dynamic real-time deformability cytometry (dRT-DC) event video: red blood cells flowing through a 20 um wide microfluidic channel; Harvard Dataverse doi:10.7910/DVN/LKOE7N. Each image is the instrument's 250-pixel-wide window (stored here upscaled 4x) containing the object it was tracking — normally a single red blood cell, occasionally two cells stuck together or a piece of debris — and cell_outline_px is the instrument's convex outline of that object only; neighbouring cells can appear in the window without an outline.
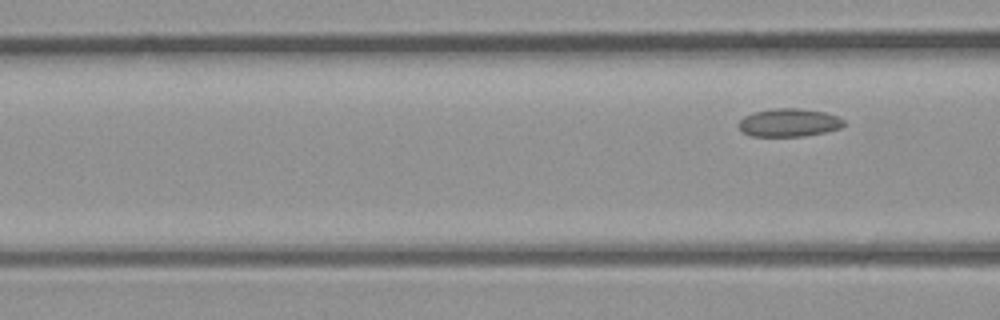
{"species": "common noctule bat (a hibernating species)", "species_latin": "Nyctalus noctula", "temperature_condition": "room temperature", "stored_images_in_passage": 5, "segment_of_instrument_passage": [2, 2], "camera_frame_rate_fps": 3000, "um_per_image_px": 0.085, "animal": {"sex": "male", "body_mass_g": 23.1, "forearm_length_mm": 52.7}, "frame": {"image": 1, "passage_image": 5, "time_ms": 1.333, "image_size_px": [1000, 320], "cell_outline_px": [[844, 124], [840, 128], [824, 132], [804, 136], [752, 136], [744, 132], [736, 124], [744, 116], [752, 112], [776, 108], [800, 108], [824, 112], [836, 116], [844, 120]], "centroid_in_image_um": [67.03, 10.41], "position_along_channel_um": 99.6, "area_um2": 17.17}}